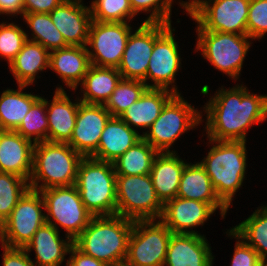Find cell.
Instances as JSON below:
<instances>
[{
	"instance_id": "6da1fadb",
	"label": "cell",
	"mask_w": 267,
	"mask_h": 266,
	"mask_svg": "<svg viewBox=\"0 0 267 266\" xmlns=\"http://www.w3.org/2000/svg\"><path fill=\"white\" fill-rule=\"evenodd\" d=\"M214 96L204 107L209 140L246 141L247 129L267 118V95L250 94L242 84Z\"/></svg>"
},
{
	"instance_id": "7a4b0ae2",
	"label": "cell",
	"mask_w": 267,
	"mask_h": 266,
	"mask_svg": "<svg viewBox=\"0 0 267 266\" xmlns=\"http://www.w3.org/2000/svg\"><path fill=\"white\" fill-rule=\"evenodd\" d=\"M134 220L120 215L93 216L73 241L83 253L110 266L125 261Z\"/></svg>"
},
{
	"instance_id": "3957f363",
	"label": "cell",
	"mask_w": 267,
	"mask_h": 266,
	"mask_svg": "<svg viewBox=\"0 0 267 266\" xmlns=\"http://www.w3.org/2000/svg\"><path fill=\"white\" fill-rule=\"evenodd\" d=\"M83 156L68 143L43 141L33 150V169L29 186L33 190L75 185ZM39 181L42 184L39 185ZM39 185V186H38Z\"/></svg>"
},
{
	"instance_id": "277c9868",
	"label": "cell",
	"mask_w": 267,
	"mask_h": 266,
	"mask_svg": "<svg viewBox=\"0 0 267 266\" xmlns=\"http://www.w3.org/2000/svg\"><path fill=\"white\" fill-rule=\"evenodd\" d=\"M209 141L217 144L199 163L210 177L217 196L229 208L245 178L246 141Z\"/></svg>"
},
{
	"instance_id": "5b68a950",
	"label": "cell",
	"mask_w": 267,
	"mask_h": 266,
	"mask_svg": "<svg viewBox=\"0 0 267 266\" xmlns=\"http://www.w3.org/2000/svg\"><path fill=\"white\" fill-rule=\"evenodd\" d=\"M116 176L113 163L92 157L80 161L75 186L93 216L116 215Z\"/></svg>"
},
{
	"instance_id": "8992f818",
	"label": "cell",
	"mask_w": 267,
	"mask_h": 266,
	"mask_svg": "<svg viewBox=\"0 0 267 266\" xmlns=\"http://www.w3.org/2000/svg\"><path fill=\"white\" fill-rule=\"evenodd\" d=\"M180 5L198 23L197 31L247 35L250 0H189Z\"/></svg>"
},
{
	"instance_id": "52a82bcc",
	"label": "cell",
	"mask_w": 267,
	"mask_h": 266,
	"mask_svg": "<svg viewBox=\"0 0 267 266\" xmlns=\"http://www.w3.org/2000/svg\"><path fill=\"white\" fill-rule=\"evenodd\" d=\"M116 214L132 220L161 218L164 204L158 198L150 174L116 176Z\"/></svg>"
},
{
	"instance_id": "ba28073f",
	"label": "cell",
	"mask_w": 267,
	"mask_h": 266,
	"mask_svg": "<svg viewBox=\"0 0 267 266\" xmlns=\"http://www.w3.org/2000/svg\"><path fill=\"white\" fill-rule=\"evenodd\" d=\"M201 113L175 94L163 107L159 117L152 123L142 138L158 153L170 151L172 144L190 128L201 122Z\"/></svg>"
},
{
	"instance_id": "9c48e42d",
	"label": "cell",
	"mask_w": 267,
	"mask_h": 266,
	"mask_svg": "<svg viewBox=\"0 0 267 266\" xmlns=\"http://www.w3.org/2000/svg\"><path fill=\"white\" fill-rule=\"evenodd\" d=\"M45 210L46 223L56 224L66 230V238L73 241L87 227L93 215L84 206L80 193L75 185L66 187H53L40 190ZM52 217V218H51ZM51 219L55 221L52 222Z\"/></svg>"
},
{
	"instance_id": "30bf717a",
	"label": "cell",
	"mask_w": 267,
	"mask_h": 266,
	"mask_svg": "<svg viewBox=\"0 0 267 266\" xmlns=\"http://www.w3.org/2000/svg\"><path fill=\"white\" fill-rule=\"evenodd\" d=\"M196 50L201 49L202 55L216 69L238 79L246 53L250 47V37L218 31H197Z\"/></svg>"
},
{
	"instance_id": "8fae6325",
	"label": "cell",
	"mask_w": 267,
	"mask_h": 266,
	"mask_svg": "<svg viewBox=\"0 0 267 266\" xmlns=\"http://www.w3.org/2000/svg\"><path fill=\"white\" fill-rule=\"evenodd\" d=\"M171 234L160 219L134 220L126 261L133 266H164Z\"/></svg>"
},
{
	"instance_id": "7c38bea8",
	"label": "cell",
	"mask_w": 267,
	"mask_h": 266,
	"mask_svg": "<svg viewBox=\"0 0 267 266\" xmlns=\"http://www.w3.org/2000/svg\"><path fill=\"white\" fill-rule=\"evenodd\" d=\"M42 207L45 205L40 191L29 188L1 225L2 244L24 248L35 232L46 223Z\"/></svg>"
},
{
	"instance_id": "4fadbf2b",
	"label": "cell",
	"mask_w": 267,
	"mask_h": 266,
	"mask_svg": "<svg viewBox=\"0 0 267 266\" xmlns=\"http://www.w3.org/2000/svg\"><path fill=\"white\" fill-rule=\"evenodd\" d=\"M132 27L127 22H99L92 20L87 45L92 65L118 68ZM94 51V52H93Z\"/></svg>"
},
{
	"instance_id": "5bb4252c",
	"label": "cell",
	"mask_w": 267,
	"mask_h": 266,
	"mask_svg": "<svg viewBox=\"0 0 267 266\" xmlns=\"http://www.w3.org/2000/svg\"><path fill=\"white\" fill-rule=\"evenodd\" d=\"M166 23L142 22L134 34L129 35L121 62L117 68L123 79L143 81L154 47L155 39L169 26Z\"/></svg>"
},
{
	"instance_id": "9a60e30c",
	"label": "cell",
	"mask_w": 267,
	"mask_h": 266,
	"mask_svg": "<svg viewBox=\"0 0 267 266\" xmlns=\"http://www.w3.org/2000/svg\"><path fill=\"white\" fill-rule=\"evenodd\" d=\"M110 117L104 105L80 101L73 135L68 144L83 157H90L97 150L102 131Z\"/></svg>"
},
{
	"instance_id": "2e32d148",
	"label": "cell",
	"mask_w": 267,
	"mask_h": 266,
	"mask_svg": "<svg viewBox=\"0 0 267 266\" xmlns=\"http://www.w3.org/2000/svg\"><path fill=\"white\" fill-rule=\"evenodd\" d=\"M171 24L155 39L154 47L148 64L146 75L154 84L149 88L169 90V85L174 83L175 75L180 69V56L178 45L173 37Z\"/></svg>"
},
{
	"instance_id": "e0dca14e",
	"label": "cell",
	"mask_w": 267,
	"mask_h": 266,
	"mask_svg": "<svg viewBox=\"0 0 267 266\" xmlns=\"http://www.w3.org/2000/svg\"><path fill=\"white\" fill-rule=\"evenodd\" d=\"M82 0H65L50 13L52 22L69 46H86L92 22L90 7Z\"/></svg>"
},
{
	"instance_id": "ac0fdd59",
	"label": "cell",
	"mask_w": 267,
	"mask_h": 266,
	"mask_svg": "<svg viewBox=\"0 0 267 266\" xmlns=\"http://www.w3.org/2000/svg\"><path fill=\"white\" fill-rule=\"evenodd\" d=\"M214 212L208 203L175 197L164 204L161 221L174 234H198L187 229L203 225Z\"/></svg>"
},
{
	"instance_id": "d6986e66",
	"label": "cell",
	"mask_w": 267,
	"mask_h": 266,
	"mask_svg": "<svg viewBox=\"0 0 267 266\" xmlns=\"http://www.w3.org/2000/svg\"><path fill=\"white\" fill-rule=\"evenodd\" d=\"M16 131L0 130V172L29 181L33 169L34 143Z\"/></svg>"
},
{
	"instance_id": "ffe728a7",
	"label": "cell",
	"mask_w": 267,
	"mask_h": 266,
	"mask_svg": "<svg viewBox=\"0 0 267 266\" xmlns=\"http://www.w3.org/2000/svg\"><path fill=\"white\" fill-rule=\"evenodd\" d=\"M205 237L200 234H174L170 236L166 266H212L214 257Z\"/></svg>"
},
{
	"instance_id": "44dd1931",
	"label": "cell",
	"mask_w": 267,
	"mask_h": 266,
	"mask_svg": "<svg viewBox=\"0 0 267 266\" xmlns=\"http://www.w3.org/2000/svg\"><path fill=\"white\" fill-rule=\"evenodd\" d=\"M141 138L142 135L120 117L111 116L102 131L97 150L90 157L113 163Z\"/></svg>"
},
{
	"instance_id": "7402d4cb",
	"label": "cell",
	"mask_w": 267,
	"mask_h": 266,
	"mask_svg": "<svg viewBox=\"0 0 267 266\" xmlns=\"http://www.w3.org/2000/svg\"><path fill=\"white\" fill-rule=\"evenodd\" d=\"M65 92L61 86L50 104L46 100L49 142L68 143L73 135L80 100L72 103Z\"/></svg>"
},
{
	"instance_id": "603a6c76",
	"label": "cell",
	"mask_w": 267,
	"mask_h": 266,
	"mask_svg": "<svg viewBox=\"0 0 267 266\" xmlns=\"http://www.w3.org/2000/svg\"><path fill=\"white\" fill-rule=\"evenodd\" d=\"M176 197L208 203L215 211L225 217L228 207L219 199L205 168L198 162L186 164L182 172Z\"/></svg>"
},
{
	"instance_id": "cb8c5ba5",
	"label": "cell",
	"mask_w": 267,
	"mask_h": 266,
	"mask_svg": "<svg viewBox=\"0 0 267 266\" xmlns=\"http://www.w3.org/2000/svg\"><path fill=\"white\" fill-rule=\"evenodd\" d=\"M176 154L158 153L152 163L150 177L156 194L163 204L177 196L181 175L186 165Z\"/></svg>"
},
{
	"instance_id": "d4e9b609",
	"label": "cell",
	"mask_w": 267,
	"mask_h": 266,
	"mask_svg": "<svg viewBox=\"0 0 267 266\" xmlns=\"http://www.w3.org/2000/svg\"><path fill=\"white\" fill-rule=\"evenodd\" d=\"M59 229L45 223L33 235L32 239L24 247L26 252L31 248L35 250L37 266H60L73 246V240L67 237V241L59 237Z\"/></svg>"
},
{
	"instance_id": "484cf974",
	"label": "cell",
	"mask_w": 267,
	"mask_h": 266,
	"mask_svg": "<svg viewBox=\"0 0 267 266\" xmlns=\"http://www.w3.org/2000/svg\"><path fill=\"white\" fill-rule=\"evenodd\" d=\"M91 66L86 46H67L50 52L49 68L70 88H77Z\"/></svg>"
},
{
	"instance_id": "4316f807",
	"label": "cell",
	"mask_w": 267,
	"mask_h": 266,
	"mask_svg": "<svg viewBox=\"0 0 267 266\" xmlns=\"http://www.w3.org/2000/svg\"><path fill=\"white\" fill-rule=\"evenodd\" d=\"M173 86L170 90L147 88L120 118L130 127L150 128L152 123L159 117L165 104L175 94H180L175 85Z\"/></svg>"
},
{
	"instance_id": "83f0119b",
	"label": "cell",
	"mask_w": 267,
	"mask_h": 266,
	"mask_svg": "<svg viewBox=\"0 0 267 266\" xmlns=\"http://www.w3.org/2000/svg\"><path fill=\"white\" fill-rule=\"evenodd\" d=\"M50 52L40 43L27 40L9 63L18 85H30L39 71L49 68Z\"/></svg>"
},
{
	"instance_id": "f1b7e54d",
	"label": "cell",
	"mask_w": 267,
	"mask_h": 266,
	"mask_svg": "<svg viewBox=\"0 0 267 266\" xmlns=\"http://www.w3.org/2000/svg\"><path fill=\"white\" fill-rule=\"evenodd\" d=\"M121 79L122 76L117 68L91 64L81 83L84 95L80 101L87 104L105 105Z\"/></svg>"
},
{
	"instance_id": "f546056e",
	"label": "cell",
	"mask_w": 267,
	"mask_h": 266,
	"mask_svg": "<svg viewBox=\"0 0 267 266\" xmlns=\"http://www.w3.org/2000/svg\"><path fill=\"white\" fill-rule=\"evenodd\" d=\"M19 90L7 89L0 97V129L15 131L31 106L41 97L23 93L28 85H18Z\"/></svg>"
},
{
	"instance_id": "4dcf8cb0",
	"label": "cell",
	"mask_w": 267,
	"mask_h": 266,
	"mask_svg": "<svg viewBox=\"0 0 267 266\" xmlns=\"http://www.w3.org/2000/svg\"><path fill=\"white\" fill-rule=\"evenodd\" d=\"M158 152L143 138L113 162L116 175L150 174Z\"/></svg>"
},
{
	"instance_id": "1f68e13d",
	"label": "cell",
	"mask_w": 267,
	"mask_h": 266,
	"mask_svg": "<svg viewBox=\"0 0 267 266\" xmlns=\"http://www.w3.org/2000/svg\"><path fill=\"white\" fill-rule=\"evenodd\" d=\"M260 208L232 230L247 241L246 243L258 252L263 264L267 265V206Z\"/></svg>"
},
{
	"instance_id": "d6a6232c",
	"label": "cell",
	"mask_w": 267,
	"mask_h": 266,
	"mask_svg": "<svg viewBox=\"0 0 267 266\" xmlns=\"http://www.w3.org/2000/svg\"><path fill=\"white\" fill-rule=\"evenodd\" d=\"M22 16L33 32V38L27 40L40 43L48 51L69 46L52 22L49 13H23Z\"/></svg>"
},
{
	"instance_id": "836d02e7",
	"label": "cell",
	"mask_w": 267,
	"mask_h": 266,
	"mask_svg": "<svg viewBox=\"0 0 267 266\" xmlns=\"http://www.w3.org/2000/svg\"><path fill=\"white\" fill-rule=\"evenodd\" d=\"M30 188L29 181L11 173L0 172V241L1 225L9 217L20 198Z\"/></svg>"
},
{
	"instance_id": "e575fe53",
	"label": "cell",
	"mask_w": 267,
	"mask_h": 266,
	"mask_svg": "<svg viewBox=\"0 0 267 266\" xmlns=\"http://www.w3.org/2000/svg\"><path fill=\"white\" fill-rule=\"evenodd\" d=\"M46 109V99L40 97L30 108L23 118L19 127L15 130L24 138L39 143L48 141V118Z\"/></svg>"
},
{
	"instance_id": "d590c367",
	"label": "cell",
	"mask_w": 267,
	"mask_h": 266,
	"mask_svg": "<svg viewBox=\"0 0 267 266\" xmlns=\"http://www.w3.org/2000/svg\"><path fill=\"white\" fill-rule=\"evenodd\" d=\"M147 88L143 81L122 78L104 106L111 116L120 117Z\"/></svg>"
},
{
	"instance_id": "8d00e7d4",
	"label": "cell",
	"mask_w": 267,
	"mask_h": 266,
	"mask_svg": "<svg viewBox=\"0 0 267 266\" xmlns=\"http://www.w3.org/2000/svg\"><path fill=\"white\" fill-rule=\"evenodd\" d=\"M90 12L92 20L99 22H127L135 16L129 0H94Z\"/></svg>"
},
{
	"instance_id": "74e56055",
	"label": "cell",
	"mask_w": 267,
	"mask_h": 266,
	"mask_svg": "<svg viewBox=\"0 0 267 266\" xmlns=\"http://www.w3.org/2000/svg\"><path fill=\"white\" fill-rule=\"evenodd\" d=\"M28 35L15 23L0 24V57L6 58L10 63L22 50Z\"/></svg>"
},
{
	"instance_id": "f35d334b",
	"label": "cell",
	"mask_w": 267,
	"mask_h": 266,
	"mask_svg": "<svg viewBox=\"0 0 267 266\" xmlns=\"http://www.w3.org/2000/svg\"><path fill=\"white\" fill-rule=\"evenodd\" d=\"M173 0H129L133 13L137 15L139 11L149 12L153 9L149 17L143 22L171 24V5ZM160 2V3H159Z\"/></svg>"
},
{
	"instance_id": "ab89813d",
	"label": "cell",
	"mask_w": 267,
	"mask_h": 266,
	"mask_svg": "<svg viewBox=\"0 0 267 266\" xmlns=\"http://www.w3.org/2000/svg\"><path fill=\"white\" fill-rule=\"evenodd\" d=\"M267 32V0H250L247 17V35L261 38Z\"/></svg>"
},
{
	"instance_id": "60d3db41",
	"label": "cell",
	"mask_w": 267,
	"mask_h": 266,
	"mask_svg": "<svg viewBox=\"0 0 267 266\" xmlns=\"http://www.w3.org/2000/svg\"><path fill=\"white\" fill-rule=\"evenodd\" d=\"M229 235L241 239V241L238 240L235 245L231 266H264L258 252L253 247L249 246L246 241L240 238L232 229L229 230Z\"/></svg>"
},
{
	"instance_id": "b9f144b4",
	"label": "cell",
	"mask_w": 267,
	"mask_h": 266,
	"mask_svg": "<svg viewBox=\"0 0 267 266\" xmlns=\"http://www.w3.org/2000/svg\"><path fill=\"white\" fill-rule=\"evenodd\" d=\"M1 245L4 251L3 266H35L24 248Z\"/></svg>"
},
{
	"instance_id": "7bdbcfd3",
	"label": "cell",
	"mask_w": 267,
	"mask_h": 266,
	"mask_svg": "<svg viewBox=\"0 0 267 266\" xmlns=\"http://www.w3.org/2000/svg\"><path fill=\"white\" fill-rule=\"evenodd\" d=\"M65 0H23V13H50Z\"/></svg>"
},
{
	"instance_id": "ee69618b",
	"label": "cell",
	"mask_w": 267,
	"mask_h": 266,
	"mask_svg": "<svg viewBox=\"0 0 267 266\" xmlns=\"http://www.w3.org/2000/svg\"><path fill=\"white\" fill-rule=\"evenodd\" d=\"M70 253L71 257L68 261L74 266H108L98 259L81 252L74 244L70 248Z\"/></svg>"
},
{
	"instance_id": "f6af8a7d",
	"label": "cell",
	"mask_w": 267,
	"mask_h": 266,
	"mask_svg": "<svg viewBox=\"0 0 267 266\" xmlns=\"http://www.w3.org/2000/svg\"><path fill=\"white\" fill-rule=\"evenodd\" d=\"M0 14L23 15V0H0Z\"/></svg>"
},
{
	"instance_id": "bcb514c9",
	"label": "cell",
	"mask_w": 267,
	"mask_h": 266,
	"mask_svg": "<svg viewBox=\"0 0 267 266\" xmlns=\"http://www.w3.org/2000/svg\"><path fill=\"white\" fill-rule=\"evenodd\" d=\"M110 266H133L132 264L128 263L126 260L125 261H121V262H117L114 264H111Z\"/></svg>"
},
{
	"instance_id": "7dc6e473",
	"label": "cell",
	"mask_w": 267,
	"mask_h": 266,
	"mask_svg": "<svg viewBox=\"0 0 267 266\" xmlns=\"http://www.w3.org/2000/svg\"><path fill=\"white\" fill-rule=\"evenodd\" d=\"M67 266H74L69 261H67Z\"/></svg>"
}]
</instances>
